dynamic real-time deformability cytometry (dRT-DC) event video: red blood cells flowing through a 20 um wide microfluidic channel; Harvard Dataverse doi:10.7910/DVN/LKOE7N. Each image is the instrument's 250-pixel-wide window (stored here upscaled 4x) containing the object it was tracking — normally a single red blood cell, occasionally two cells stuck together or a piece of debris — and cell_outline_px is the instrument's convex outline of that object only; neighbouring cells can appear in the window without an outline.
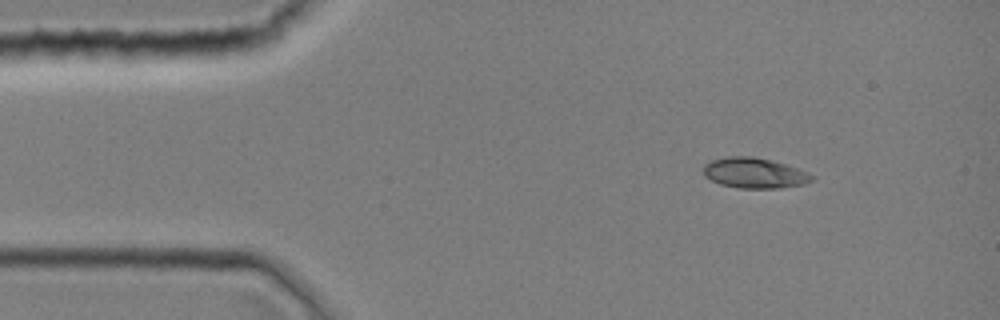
{"species": "common noctule bat (a hibernating species)", "species_latin": "Nyctalus noctula", "temperature_condition": "room temperature", "stored_images_in_passage": 1, "camera_frame_rate_fps": 3000, "um_per_image_px": 0.085, "animal": {"sex": "female", "body_mass_g": 19.0, "forearm_length_mm": 51.5}, "frame": {"image": 1, "passage_image": 1, "time_ms": 0.0, "image_size_px": [1000, 320], "cell_outline_px": [[816, 176], [812, 180], [804, 184], [780, 188], [736, 188], [720, 184], [704, 176], [704, 164], [712, 160], [728, 156], [752, 156], [784, 164], [808, 172]], "centroid_in_image_um": [64.12, 14.71], "position_along_channel_um": 20.9, "area_um2": 19.13}}